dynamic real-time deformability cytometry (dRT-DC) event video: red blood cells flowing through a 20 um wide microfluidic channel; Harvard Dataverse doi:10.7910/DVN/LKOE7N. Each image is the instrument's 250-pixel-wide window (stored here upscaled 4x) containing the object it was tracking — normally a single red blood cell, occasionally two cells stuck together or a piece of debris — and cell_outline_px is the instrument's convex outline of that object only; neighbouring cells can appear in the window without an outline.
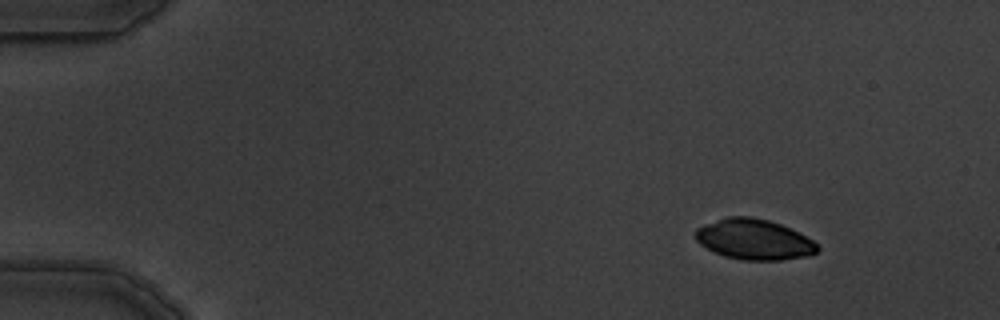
{"species": "common noctule bat (a hibernating species)", "species_latin": "Nyctalus noctula", "temperature_condition": "warm", "stored_images_in_passage": 4, "camera_frame_rate_fps": 3000, "um_per_image_px": 0.085, "animal": {"sex": "male", "body_mass_g": 19.5, "forearm_length_mm": 54.6}, "frame": {"image": 1, "passage_image": 2, "time_ms": 1.0, "image_size_px": [1000, 320], "cell_outline_px": [[820, 248], [816, 252], [808, 256], [780, 260], [744, 260], [724, 256], [700, 244], [696, 240], [696, 228], [704, 224], [728, 216], [752, 216], [768, 220], [780, 224], [812, 240]], "centroid_in_image_um": [64.08, 20.35], "position_along_channel_um": 20.9, "area_um2": 28.5}}
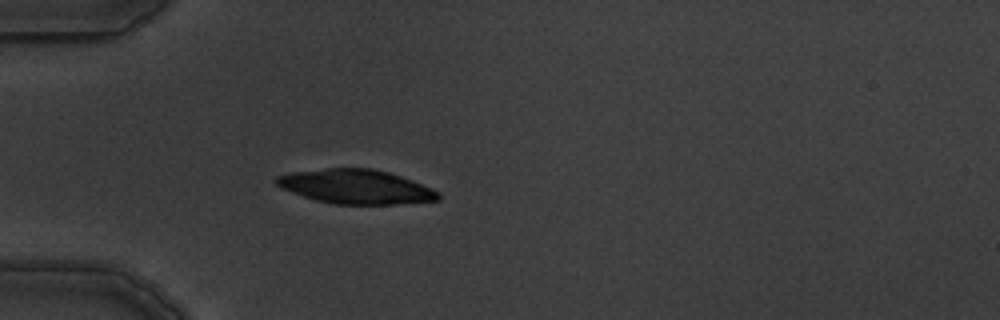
{"frame": {"image": 2, "passage_image": 4, "time_ms": 4.333, "image_size_px": [1000, 320], "cell_outline_px": [[440, 200], [396, 204], [336, 204], [316, 200], [280, 188], [272, 180], [276, 176], [292, 172], [328, 168], [372, 168], [388, 172], [412, 180], [432, 188], [440, 192]], "centroid_in_image_um": [30.24, 15.86], "position_along_channel_um": 54.8, "area_um2": 32.31}}